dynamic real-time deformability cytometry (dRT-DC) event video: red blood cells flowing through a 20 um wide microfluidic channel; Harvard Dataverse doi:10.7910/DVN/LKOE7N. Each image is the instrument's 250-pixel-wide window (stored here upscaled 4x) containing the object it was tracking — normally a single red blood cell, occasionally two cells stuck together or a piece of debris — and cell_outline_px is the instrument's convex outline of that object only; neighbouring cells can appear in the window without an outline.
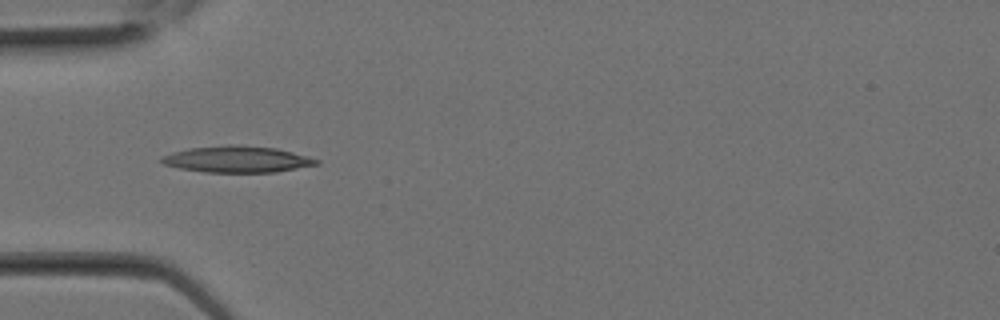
{"species": "Egyptian fruit bat (a non-hibernating species)", "species_latin": "Rousettus aegyptiacus", "temperature_condition": "room temperature", "stored_images_in_passage": 16, "camera_frame_rate_fps": 3000, "um_per_image_px": 0.085, "animal": {"sex": "female"}, "frame": {"image": 1, "passage_image": 8, "time_ms": 2.333, "image_size_px": [1000, 320], "cell_outline_px": [[320, 164], [276, 172], [204, 172], [180, 168], [164, 164], [160, 160], [164, 156], [172, 152], [188, 148], [228, 144], [236, 144], [276, 148], [292, 152], [320, 160]], "centroid_in_image_um": [20.17, 13.53], "position_along_channel_um": 64.8, "area_um2": 23.81}}
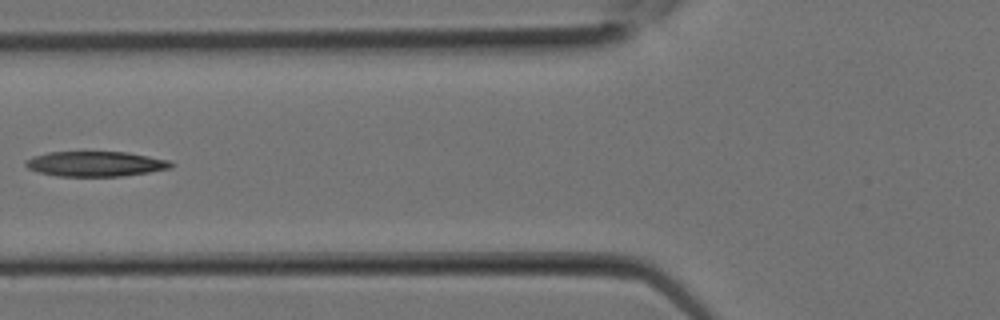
{"frame": {"image": 2, "passage_image": 10, "time_ms": 3.0, "image_size_px": [1000, 320], "cell_outline_px": [[176, 164], [172, 168], [124, 176], [56, 176], [36, 172], [28, 168], [24, 164], [24, 160], [32, 156], [48, 152], [128, 152], [168, 160]], "centroid_in_image_um": [8.09, 13.93], "position_along_channel_um": 117.7, "area_um2": 21.44}}
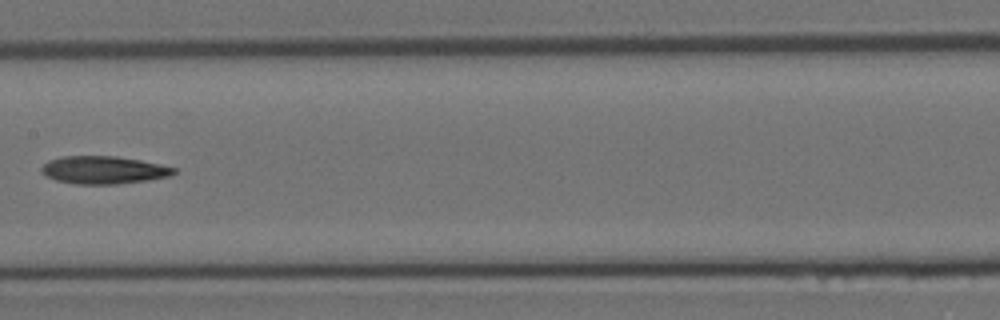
{"frame": {"image": 3, "passage_image": 13, "time_ms": 4.0, "image_size_px": [1000, 320], "cell_outline_px": [[176, 172], [168, 176], [148, 180], [116, 184], [76, 184], [56, 180], [48, 176], [40, 168], [48, 160], [60, 156], [116, 156], [140, 160], [160, 164], [176, 168]], "centroid_in_image_um": [8.81, 14.44], "position_along_channel_um": 198.6, "area_um2": 21.27}}